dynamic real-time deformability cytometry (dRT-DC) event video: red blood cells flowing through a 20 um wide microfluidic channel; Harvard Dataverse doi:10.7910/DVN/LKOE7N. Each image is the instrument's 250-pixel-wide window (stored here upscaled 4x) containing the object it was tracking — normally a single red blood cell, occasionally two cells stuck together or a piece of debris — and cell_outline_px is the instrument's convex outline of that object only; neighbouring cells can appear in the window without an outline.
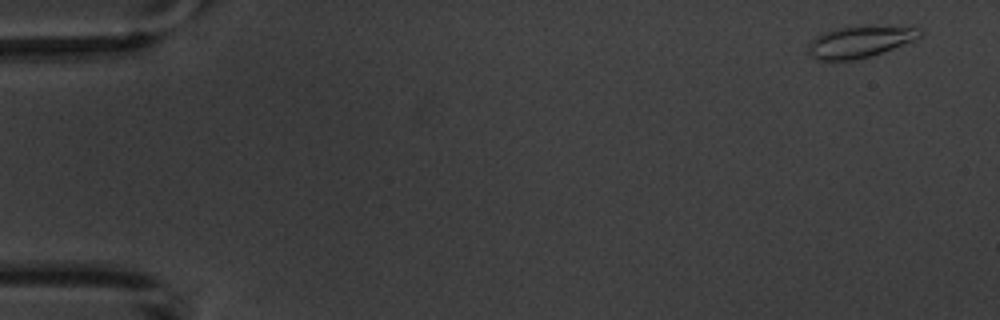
{"species": "common noctule bat (a hibernating species)", "species_latin": "Nyctalus noctula", "temperature_condition": "warm", "stored_images_in_passage": 6, "camera_frame_rate_fps": 3000, "um_per_image_px": 0.085, "animal": {"sex": "male", "body_mass_g": 20.1, "forearm_length_mm": 53.5}, "frame": {"image": 1, "passage_image": 1, "time_ms": 0.0, "image_size_px": [1000, 320], "cell_outline_px": [[924, 36], [892, 48], [868, 56], [852, 60], [816, 60], [808, 52], [808, 44], [820, 32], [836, 28], [924, 28]], "centroid_in_image_um": [73.03, 3.58], "position_along_channel_um": 12.0, "area_um2": 19.71}}
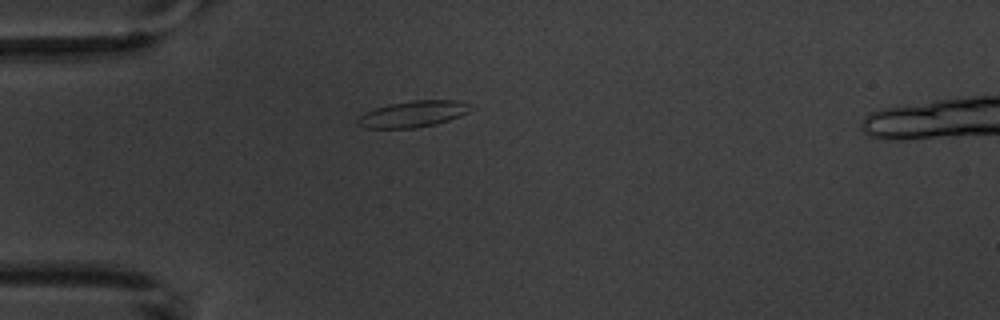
{"frame": {"image": 2, "passage_image": 5, "time_ms": 4.333, "image_size_px": [1000, 320], "cell_outline_px": [[472, 108], [468, 112], [460, 116], [436, 124], [416, 128], [364, 128], [356, 124], [356, 120], [364, 112], [388, 104], [412, 100], [456, 100], [468, 104]], "centroid_in_image_um": [35.07, 9.69], "position_along_channel_um": 49.9, "area_um2": 17.34}}